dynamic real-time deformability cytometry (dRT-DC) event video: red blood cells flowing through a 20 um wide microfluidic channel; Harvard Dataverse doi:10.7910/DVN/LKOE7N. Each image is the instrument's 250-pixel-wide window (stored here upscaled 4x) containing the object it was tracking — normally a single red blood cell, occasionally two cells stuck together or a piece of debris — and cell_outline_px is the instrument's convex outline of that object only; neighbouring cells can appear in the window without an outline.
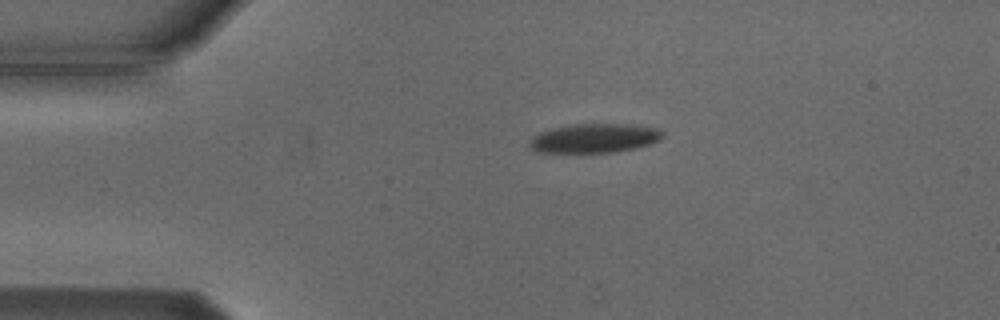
{"species": "Egyptian fruit bat (a non-hibernating species)", "species_latin": "Rousettus aegyptiacus", "temperature_condition": "cold", "stored_images_in_passage": 4, "camera_frame_rate_fps": 3000, "um_per_image_px": 0.085, "animal": {"sex": "male"}, "frame": {"image": 1, "passage_image": 4, "time_ms": 3.667, "image_size_px": [1000, 320], "cell_outline_px": [[664, 136], [660, 140], [648, 144], [616, 152], [540, 152], [532, 148], [528, 144], [532, 136], [540, 132], [552, 128], [572, 124], [628, 124], [652, 128], [664, 132]], "centroid_in_image_um": [50.49, 11.74], "position_along_channel_um": 34.5, "area_um2": 22.31}}